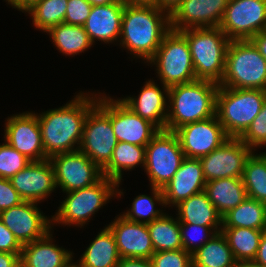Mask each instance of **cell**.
<instances>
[{
	"label": "cell",
	"mask_w": 266,
	"mask_h": 267,
	"mask_svg": "<svg viewBox=\"0 0 266 267\" xmlns=\"http://www.w3.org/2000/svg\"><path fill=\"white\" fill-rule=\"evenodd\" d=\"M155 252L183 249L180 223L167 213L147 224Z\"/></svg>",
	"instance_id": "32"
},
{
	"label": "cell",
	"mask_w": 266,
	"mask_h": 267,
	"mask_svg": "<svg viewBox=\"0 0 266 267\" xmlns=\"http://www.w3.org/2000/svg\"><path fill=\"white\" fill-rule=\"evenodd\" d=\"M67 196L51 216L52 225H73L82 228L95 212L117 196V182L103 176L92 186L65 192Z\"/></svg>",
	"instance_id": "7"
},
{
	"label": "cell",
	"mask_w": 266,
	"mask_h": 267,
	"mask_svg": "<svg viewBox=\"0 0 266 267\" xmlns=\"http://www.w3.org/2000/svg\"><path fill=\"white\" fill-rule=\"evenodd\" d=\"M24 200L13 188L10 179L0 178V212L21 204Z\"/></svg>",
	"instance_id": "42"
},
{
	"label": "cell",
	"mask_w": 266,
	"mask_h": 267,
	"mask_svg": "<svg viewBox=\"0 0 266 267\" xmlns=\"http://www.w3.org/2000/svg\"><path fill=\"white\" fill-rule=\"evenodd\" d=\"M219 86L266 90V59L251 40L229 43L225 73Z\"/></svg>",
	"instance_id": "6"
},
{
	"label": "cell",
	"mask_w": 266,
	"mask_h": 267,
	"mask_svg": "<svg viewBox=\"0 0 266 267\" xmlns=\"http://www.w3.org/2000/svg\"><path fill=\"white\" fill-rule=\"evenodd\" d=\"M101 94L85 119L79 150L102 170L109 163L118 141L110 120L111 96Z\"/></svg>",
	"instance_id": "8"
},
{
	"label": "cell",
	"mask_w": 266,
	"mask_h": 267,
	"mask_svg": "<svg viewBox=\"0 0 266 267\" xmlns=\"http://www.w3.org/2000/svg\"><path fill=\"white\" fill-rule=\"evenodd\" d=\"M193 267H237V261L224 234L217 232L192 254Z\"/></svg>",
	"instance_id": "29"
},
{
	"label": "cell",
	"mask_w": 266,
	"mask_h": 267,
	"mask_svg": "<svg viewBox=\"0 0 266 267\" xmlns=\"http://www.w3.org/2000/svg\"><path fill=\"white\" fill-rule=\"evenodd\" d=\"M10 181L24 201L42 202L56 189L54 168L50 159L32 161Z\"/></svg>",
	"instance_id": "19"
},
{
	"label": "cell",
	"mask_w": 266,
	"mask_h": 267,
	"mask_svg": "<svg viewBox=\"0 0 266 267\" xmlns=\"http://www.w3.org/2000/svg\"><path fill=\"white\" fill-rule=\"evenodd\" d=\"M144 172L151 187L164 188L178 171L184 152L177 134L160 130L145 147Z\"/></svg>",
	"instance_id": "10"
},
{
	"label": "cell",
	"mask_w": 266,
	"mask_h": 267,
	"mask_svg": "<svg viewBox=\"0 0 266 267\" xmlns=\"http://www.w3.org/2000/svg\"><path fill=\"white\" fill-rule=\"evenodd\" d=\"M68 0H39L25 13L29 14L33 26L47 32L50 28L64 22Z\"/></svg>",
	"instance_id": "36"
},
{
	"label": "cell",
	"mask_w": 266,
	"mask_h": 267,
	"mask_svg": "<svg viewBox=\"0 0 266 267\" xmlns=\"http://www.w3.org/2000/svg\"><path fill=\"white\" fill-rule=\"evenodd\" d=\"M205 185L206 179L200 159L185 157L173 178L162 189L165 208L175 207L190 196L204 191Z\"/></svg>",
	"instance_id": "22"
},
{
	"label": "cell",
	"mask_w": 266,
	"mask_h": 267,
	"mask_svg": "<svg viewBox=\"0 0 266 267\" xmlns=\"http://www.w3.org/2000/svg\"><path fill=\"white\" fill-rule=\"evenodd\" d=\"M175 208L178 210L176 215L180 224L222 228V216L210 202L205 191L181 201Z\"/></svg>",
	"instance_id": "25"
},
{
	"label": "cell",
	"mask_w": 266,
	"mask_h": 267,
	"mask_svg": "<svg viewBox=\"0 0 266 267\" xmlns=\"http://www.w3.org/2000/svg\"><path fill=\"white\" fill-rule=\"evenodd\" d=\"M148 63L156 67L158 80L167 88L196 80L187 39L179 31L171 29L164 36Z\"/></svg>",
	"instance_id": "9"
},
{
	"label": "cell",
	"mask_w": 266,
	"mask_h": 267,
	"mask_svg": "<svg viewBox=\"0 0 266 267\" xmlns=\"http://www.w3.org/2000/svg\"><path fill=\"white\" fill-rule=\"evenodd\" d=\"M107 226L115 236L120 258L150 259L155 252L147 224L127 220L119 214Z\"/></svg>",
	"instance_id": "20"
},
{
	"label": "cell",
	"mask_w": 266,
	"mask_h": 267,
	"mask_svg": "<svg viewBox=\"0 0 266 267\" xmlns=\"http://www.w3.org/2000/svg\"><path fill=\"white\" fill-rule=\"evenodd\" d=\"M253 262L262 266H266V230L263 231L260 244Z\"/></svg>",
	"instance_id": "46"
},
{
	"label": "cell",
	"mask_w": 266,
	"mask_h": 267,
	"mask_svg": "<svg viewBox=\"0 0 266 267\" xmlns=\"http://www.w3.org/2000/svg\"><path fill=\"white\" fill-rule=\"evenodd\" d=\"M219 28L230 41L250 40L266 30V0H229Z\"/></svg>",
	"instance_id": "11"
},
{
	"label": "cell",
	"mask_w": 266,
	"mask_h": 267,
	"mask_svg": "<svg viewBox=\"0 0 266 267\" xmlns=\"http://www.w3.org/2000/svg\"><path fill=\"white\" fill-rule=\"evenodd\" d=\"M116 267H153L151 259L121 258Z\"/></svg>",
	"instance_id": "45"
},
{
	"label": "cell",
	"mask_w": 266,
	"mask_h": 267,
	"mask_svg": "<svg viewBox=\"0 0 266 267\" xmlns=\"http://www.w3.org/2000/svg\"><path fill=\"white\" fill-rule=\"evenodd\" d=\"M21 253L0 252V267H19Z\"/></svg>",
	"instance_id": "44"
},
{
	"label": "cell",
	"mask_w": 266,
	"mask_h": 267,
	"mask_svg": "<svg viewBox=\"0 0 266 267\" xmlns=\"http://www.w3.org/2000/svg\"><path fill=\"white\" fill-rule=\"evenodd\" d=\"M220 231L221 228H209L207 226L196 224H180V234L182 238L183 249L186 252L193 254L207 241H209L217 232ZM190 232L194 235H192ZM195 236L199 239H195Z\"/></svg>",
	"instance_id": "37"
},
{
	"label": "cell",
	"mask_w": 266,
	"mask_h": 267,
	"mask_svg": "<svg viewBox=\"0 0 266 267\" xmlns=\"http://www.w3.org/2000/svg\"><path fill=\"white\" fill-rule=\"evenodd\" d=\"M50 231L39 240L22 246L20 265L22 267H71L74 256L72 251L53 244Z\"/></svg>",
	"instance_id": "24"
},
{
	"label": "cell",
	"mask_w": 266,
	"mask_h": 267,
	"mask_svg": "<svg viewBox=\"0 0 266 267\" xmlns=\"http://www.w3.org/2000/svg\"><path fill=\"white\" fill-rule=\"evenodd\" d=\"M265 99L266 90L219 86L215 115L229 137L239 138L260 112Z\"/></svg>",
	"instance_id": "5"
},
{
	"label": "cell",
	"mask_w": 266,
	"mask_h": 267,
	"mask_svg": "<svg viewBox=\"0 0 266 267\" xmlns=\"http://www.w3.org/2000/svg\"><path fill=\"white\" fill-rule=\"evenodd\" d=\"M31 162L6 141L0 143V178L11 179Z\"/></svg>",
	"instance_id": "38"
},
{
	"label": "cell",
	"mask_w": 266,
	"mask_h": 267,
	"mask_svg": "<svg viewBox=\"0 0 266 267\" xmlns=\"http://www.w3.org/2000/svg\"><path fill=\"white\" fill-rule=\"evenodd\" d=\"M177 134L184 156L200 159L221 146L230 137L217 116L196 121L178 128Z\"/></svg>",
	"instance_id": "15"
},
{
	"label": "cell",
	"mask_w": 266,
	"mask_h": 267,
	"mask_svg": "<svg viewBox=\"0 0 266 267\" xmlns=\"http://www.w3.org/2000/svg\"><path fill=\"white\" fill-rule=\"evenodd\" d=\"M189 45L196 79L220 84L231 42L219 27L191 28L179 31Z\"/></svg>",
	"instance_id": "4"
},
{
	"label": "cell",
	"mask_w": 266,
	"mask_h": 267,
	"mask_svg": "<svg viewBox=\"0 0 266 267\" xmlns=\"http://www.w3.org/2000/svg\"><path fill=\"white\" fill-rule=\"evenodd\" d=\"M170 30V15L165 11L154 6L125 5L119 44L147 63Z\"/></svg>",
	"instance_id": "2"
},
{
	"label": "cell",
	"mask_w": 266,
	"mask_h": 267,
	"mask_svg": "<svg viewBox=\"0 0 266 267\" xmlns=\"http://www.w3.org/2000/svg\"><path fill=\"white\" fill-rule=\"evenodd\" d=\"M124 7L122 2L92 6L83 27L93 44L97 40L105 44L119 42Z\"/></svg>",
	"instance_id": "23"
},
{
	"label": "cell",
	"mask_w": 266,
	"mask_h": 267,
	"mask_svg": "<svg viewBox=\"0 0 266 267\" xmlns=\"http://www.w3.org/2000/svg\"><path fill=\"white\" fill-rule=\"evenodd\" d=\"M265 230L235 227L221 228L237 262L253 261Z\"/></svg>",
	"instance_id": "33"
},
{
	"label": "cell",
	"mask_w": 266,
	"mask_h": 267,
	"mask_svg": "<svg viewBox=\"0 0 266 267\" xmlns=\"http://www.w3.org/2000/svg\"><path fill=\"white\" fill-rule=\"evenodd\" d=\"M162 89L155 81L148 79L140 90L138 97L132 95L121 101L127 105L135 114L154 124L159 130H166V119L168 114V89L162 85Z\"/></svg>",
	"instance_id": "21"
},
{
	"label": "cell",
	"mask_w": 266,
	"mask_h": 267,
	"mask_svg": "<svg viewBox=\"0 0 266 267\" xmlns=\"http://www.w3.org/2000/svg\"><path fill=\"white\" fill-rule=\"evenodd\" d=\"M229 0H183L170 15L174 31L219 27Z\"/></svg>",
	"instance_id": "17"
},
{
	"label": "cell",
	"mask_w": 266,
	"mask_h": 267,
	"mask_svg": "<svg viewBox=\"0 0 266 267\" xmlns=\"http://www.w3.org/2000/svg\"><path fill=\"white\" fill-rule=\"evenodd\" d=\"M235 227L266 230V204L247 197L222 216V228Z\"/></svg>",
	"instance_id": "30"
},
{
	"label": "cell",
	"mask_w": 266,
	"mask_h": 267,
	"mask_svg": "<svg viewBox=\"0 0 266 267\" xmlns=\"http://www.w3.org/2000/svg\"><path fill=\"white\" fill-rule=\"evenodd\" d=\"M80 258L79 262L74 263L77 267H116L118 265L121 258L115 236L108 226L98 232Z\"/></svg>",
	"instance_id": "27"
},
{
	"label": "cell",
	"mask_w": 266,
	"mask_h": 267,
	"mask_svg": "<svg viewBox=\"0 0 266 267\" xmlns=\"http://www.w3.org/2000/svg\"><path fill=\"white\" fill-rule=\"evenodd\" d=\"M183 0H156V7L171 15Z\"/></svg>",
	"instance_id": "47"
},
{
	"label": "cell",
	"mask_w": 266,
	"mask_h": 267,
	"mask_svg": "<svg viewBox=\"0 0 266 267\" xmlns=\"http://www.w3.org/2000/svg\"><path fill=\"white\" fill-rule=\"evenodd\" d=\"M110 120L118 142L146 146L160 131L154 124L135 114L120 98H110Z\"/></svg>",
	"instance_id": "18"
},
{
	"label": "cell",
	"mask_w": 266,
	"mask_h": 267,
	"mask_svg": "<svg viewBox=\"0 0 266 267\" xmlns=\"http://www.w3.org/2000/svg\"><path fill=\"white\" fill-rule=\"evenodd\" d=\"M250 40L257 47L260 54L266 59V30L257 33Z\"/></svg>",
	"instance_id": "48"
},
{
	"label": "cell",
	"mask_w": 266,
	"mask_h": 267,
	"mask_svg": "<svg viewBox=\"0 0 266 267\" xmlns=\"http://www.w3.org/2000/svg\"><path fill=\"white\" fill-rule=\"evenodd\" d=\"M49 33L52 43L60 53L74 57L75 54L84 53L91 48V42L83 26L61 23L50 28Z\"/></svg>",
	"instance_id": "31"
},
{
	"label": "cell",
	"mask_w": 266,
	"mask_h": 267,
	"mask_svg": "<svg viewBox=\"0 0 266 267\" xmlns=\"http://www.w3.org/2000/svg\"><path fill=\"white\" fill-rule=\"evenodd\" d=\"M0 252L21 253L22 245L0 220Z\"/></svg>",
	"instance_id": "43"
},
{
	"label": "cell",
	"mask_w": 266,
	"mask_h": 267,
	"mask_svg": "<svg viewBox=\"0 0 266 267\" xmlns=\"http://www.w3.org/2000/svg\"><path fill=\"white\" fill-rule=\"evenodd\" d=\"M150 190L152 191V197L145 194L136 196L131 203L130 209L121 215L127 220L144 224L151 223L154 219L160 218L165 212L155 206L158 203L165 207L163 190L158 187H151Z\"/></svg>",
	"instance_id": "35"
},
{
	"label": "cell",
	"mask_w": 266,
	"mask_h": 267,
	"mask_svg": "<svg viewBox=\"0 0 266 267\" xmlns=\"http://www.w3.org/2000/svg\"><path fill=\"white\" fill-rule=\"evenodd\" d=\"M94 94L81 91L62 107L37 113L43 149L48 159L79 150L85 119L97 104L98 93Z\"/></svg>",
	"instance_id": "1"
},
{
	"label": "cell",
	"mask_w": 266,
	"mask_h": 267,
	"mask_svg": "<svg viewBox=\"0 0 266 267\" xmlns=\"http://www.w3.org/2000/svg\"><path fill=\"white\" fill-rule=\"evenodd\" d=\"M237 267H266V266L256 264L253 261H242L237 263Z\"/></svg>",
	"instance_id": "52"
},
{
	"label": "cell",
	"mask_w": 266,
	"mask_h": 267,
	"mask_svg": "<svg viewBox=\"0 0 266 267\" xmlns=\"http://www.w3.org/2000/svg\"><path fill=\"white\" fill-rule=\"evenodd\" d=\"M218 213L223 216L247 198L242 178L207 181L204 190Z\"/></svg>",
	"instance_id": "28"
},
{
	"label": "cell",
	"mask_w": 266,
	"mask_h": 267,
	"mask_svg": "<svg viewBox=\"0 0 266 267\" xmlns=\"http://www.w3.org/2000/svg\"><path fill=\"white\" fill-rule=\"evenodd\" d=\"M0 220L23 246L46 236L52 229V219L38 208V203L23 201L0 212Z\"/></svg>",
	"instance_id": "14"
},
{
	"label": "cell",
	"mask_w": 266,
	"mask_h": 267,
	"mask_svg": "<svg viewBox=\"0 0 266 267\" xmlns=\"http://www.w3.org/2000/svg\"><path fill=\"white\" fill-rule=\"evenodd\" d=\"M124 5L128 6H154L156 7V0H121Z\"/></svg>",
	"instance_id": "50"
},
{
	"label": "cell",
	"mask_w": 266,
	"mask_h": 267,
	"mask_svg": "<svg viewBox=\"0 0 266 267\" xmlns=\"http://www.w3.org/2000/svg\"><path fill=\"white\" fill-rule=\"evenodd\" d=\"M242 181L247 197L266 204V157L261 152H253L247 159Z\"/></svg>",
	"instance_id": "34"
},
{
	"label": "cell",
	"mask_w": 266,
	"mask_h": 267,
	"mask_svg": "<svg viewBox=\"0 0 266 267\" xmlns=\"http://www.w3.org/2000/svg\"><path fill=\"white\" fill-rule=\"evenodd\" d=\"M145 147L128 142H118L109 163L102 169L103 176L117 182V197L124 194L123 190L118 189L122 182L123 171H131L139 165L145 166Z\"/></svg>",
	"instance_id": "26"
},
{
	"label": "cell",
	"mask_w": 266,
	"mask_h": 267,
	"mask_svg": "<svg viewBox=\"0 0 266 267\" xmlns=\"http://www.w3.org/2000/svg\"><path fill=\"white\" fill-rule=\"evenodd\" d=\"M55 185L63 193L92 186L102 177V170L80 150L54 155Z\"/></svg>",
	"instance_id": "12"
},
{
	"label": "cell",
	"mask_w": 266,
	"mask_h": 267,
	"mask_svg": "<svg viewBox=\"0 0 266 267\" xmlns=\"http://www.w3.org/2000/svg\"><path fill=\"white\" fill-rule=\"evenodd\" d=\"M4 1H6L8 5L12 6L15 9L17 8L18 11H22L23 13L39 0H4Z\"/></svg>",
	"instance_id": "49"
},
{
	"label": "cell",
	"mask_w": 266,
	"mask_h": 267,
	"mask_svg": "<svg viewBox=\"0 0 266 267\" xmlns=\"http://www.w3.org/2000/svg\"><path fill=\"white\" fill-rule=\"evenodd\" d=\"M92 6L107 5L110 3L122 2L121 0H87Z\"/></svg>",
	"instance_id": "51"
},
{
	"label": "cell",
	"mask_w": 266,
	"mask_h": 267,
	"mask_svg": "<svg viewBox=\"0 0 266 267\" xmlns=\"http://www.w3.org/2000/svg\"><path fill=\"white\" fill-rule=\"evenodd\" d=\"M239 139L255 153L258 147H266V99L260 112Z\"/></svg>",
	"instance_id": "39"
},
{
	"label": "cell",
	"mask_w": 266,
	"mask_h": 267,
	"mask_svg": "<svg viewBox=\"0 0 266 267\" xmlns=\"http://www.w3.org/2000/svg\"><path fill=\"white\" fill-rule=\"evenodd\" d=\"M31 112L13 114L6 119L4 141L29 160L42 161L48 158L43 149L37 113Z\"/></svg>",
	"instance_id": "16"
},
{
	"label": "cell",
	"mask_w": 266,
	"mask_h": 267,
	"mask_svg": "<svg viewBox=\"0 0 266 267\" xmlns=\"http://www.w3.org/2000/svg\"><path fill=\"white\" fill-rule=\"evenodd\" d=\"M150 259L153 267H193L192 254L184 249L154 252Z\"/></svg>",
	"instance_id": "40"
},
{
	"label": "cell",
	"mask_w": 266,
	"mask_h": 267,
	"mask_svg": "<svg viewBox=\"0 0 266 267\" xmlns=\"http://www.w3.org/2000/svg\"><path fill=\"white\" fill-rule=\"evenodd\" d=\"M252 153L239 138L230 137L217 149L200 158L206 182L242 178L246 161Z\"/></svg>",
	"instance_id": "13"
},
{
	"label": "cell",
	"mask_w": 266,
	"mask_h": 267,
	"mask_svg": "<svg viewBox=\"0 0 266 267\" xmlns=\"http://www.w3.org/2000/svg\"><path fill=\"white\" fill-rule=\"evenodd\" d=\"M91 9L92 5L87 0H68L64 23L83 26Z\"/></svg>",
	"instance_id": "41"
},
{
	"label": "cell",
	"mask_w": 266,
	"mask_h": 267,
	"mask_svg": "<svg viewBox=\"0 0 266 267\" xmlns=\"http://www.w3.org/2000/svg\"><path fill=\"white\" fill-rule=\"evenodd\" d=\"M219 84L196 79L168 89L166 130L178 128L215 116Z\"/></svg>",
	"instance_id": "3"
}]
</instances>
